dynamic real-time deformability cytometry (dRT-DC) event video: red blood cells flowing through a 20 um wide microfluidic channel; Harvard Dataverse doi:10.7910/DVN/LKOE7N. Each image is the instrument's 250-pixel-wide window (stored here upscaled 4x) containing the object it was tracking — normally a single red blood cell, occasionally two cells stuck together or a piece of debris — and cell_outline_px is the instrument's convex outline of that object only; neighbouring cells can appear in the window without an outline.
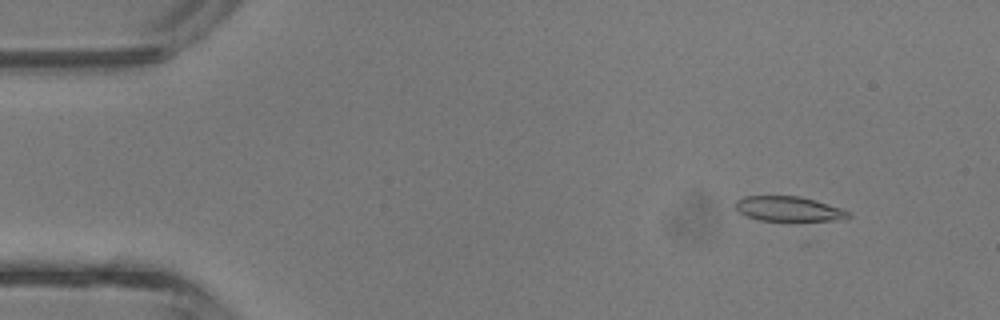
{"species": "common noctule bat (a hibernating species)", "species_latin": "Nyctalus noctula", "temperature_condition": "room temperature", "stored_images_in_passage": 43, "camera_frame_rate_fps": 3000, "um_per_image_px": 0.085, "animal": {"sex": "male", "body_mass_g": 13.3}, "frame": {"image": 1, "passage_image": 5, "time_ms": 1.333, "image_size_px": [1000, 320], "cell_outline_px": [[852, 216], [836, 220], [760, 220], [744, 216], [736, 208], [736, 200], [744, 196], [800, 196], [816, 200], [840, 208], [848, 212]], "centroid_in_image_um": [67.0, 17.74], "position_along_channel_um": 18.0, "area_um2": 16.13}}
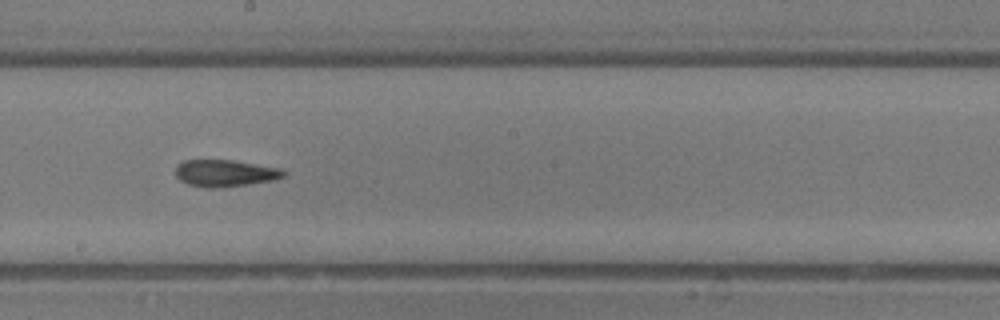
{"frame": {"image": 2, "passage_image": 24, "time_ms": 7.667, "image_size_px": [1000, 320], "cell_outline_px": [[288, 172], [284, 176], [272, 180], [248, 184], [216, 188], [204, 188], [188, 184], [180, 180], [176, 176], [176, 164], [184, 160], [232, 160], [280, 168]], "centroid_in_image_um": [19.11, 14.72], "position_along_channel_um": 229.1, "area_um2": 16.94}}
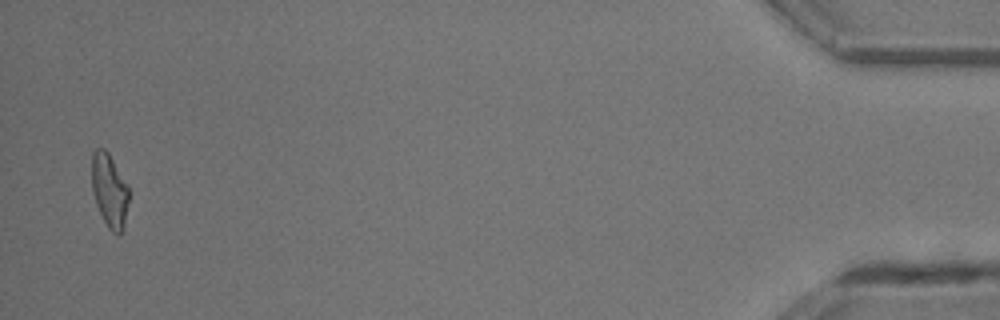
{"frame": {"image": 3, "passage_image": 42, "time_ms": 13.667, "image_size_px": [1000, 320], "cell_outline_px": [[128, 200], [124, 228], [120, 236], [116, 236], [108, 228], [96, 204], [92, 192], [92, 152], [96, 148], [104, 148], [108, 152], [128, 188]], "centroid_in_image_um": [9.29, 16.23], "position_along_channel_um": 425.9, "area_um2": 15.78}, "authors_computed_cell_mechanics": {"area_um2": 16.8776, "velocity_mm_per_s": 4.8347, "shape_relaxation_time_tau1_ms": null, "shape_relaxation_time_tau2_ms": 4.9297, "deformation_change_tau1": null, "deformation_change_tau2": 0.1608}}